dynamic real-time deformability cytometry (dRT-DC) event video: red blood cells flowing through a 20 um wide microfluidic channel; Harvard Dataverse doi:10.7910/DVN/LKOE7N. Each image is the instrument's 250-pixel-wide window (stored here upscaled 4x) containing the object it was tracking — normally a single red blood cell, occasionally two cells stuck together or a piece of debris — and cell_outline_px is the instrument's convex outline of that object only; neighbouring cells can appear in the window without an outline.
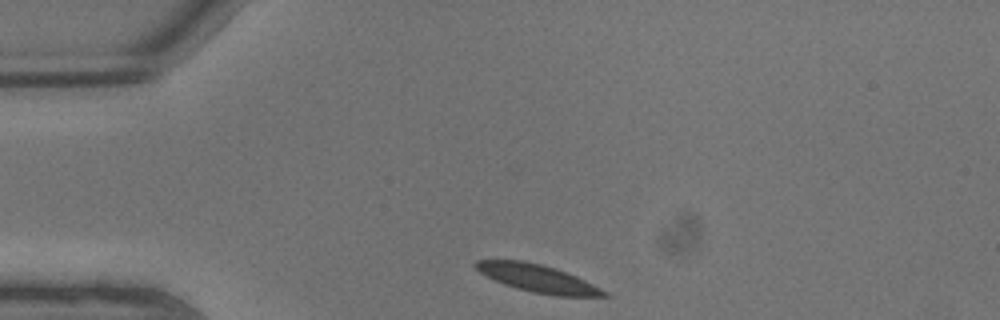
{"species": "common noctule bat (a hibernating species)", "species_latin": "Nyctalus noctula", "temperature_condition": "warm", "stored_images_in_passage": 5, "camera_frame_rate_fps": 3000, "um_per_image_px": 0.085, "animal": {"sex": "male", "body_mass_g": 13.3}, "frame": {"image": 1, "passage_image": 1, "time_ms": 0.0, "image_size_px": [1000, 320], "cell_outline_px": [[608, 296], [556, 296], [532, 292], [516, 288], [504, 284], [480, 272], [472, 264], [476, 260], [524, 260], [556, 268], [576, 276], [608, 292]], "centroid_in_image_um": [45.69, 23.65], "position_along_channel_um": 39.3, "area_um2": 20.46}}
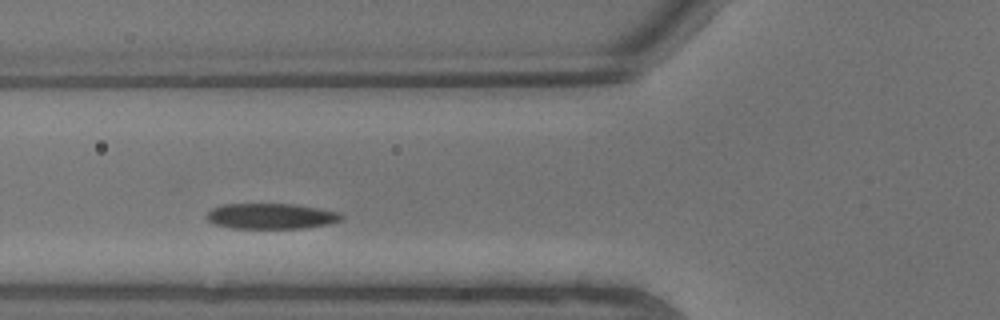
{"frame": {"image": 2, "passage_image": 4, "time_ms": 1.0, "image_size_px": [1000, 320], "cell_outline_px": [[344, 216], [340, 220], [328, 224], [304, 228], [232, 228], [216, 224], [208, 220], [204, 216], [212, 208], [224, 204], [296, 204], [340, 212]], "centroid_in_image_um": [23.05, 18.37], "position_along_channel_um": 102.8, "area_um2": 20.06}}
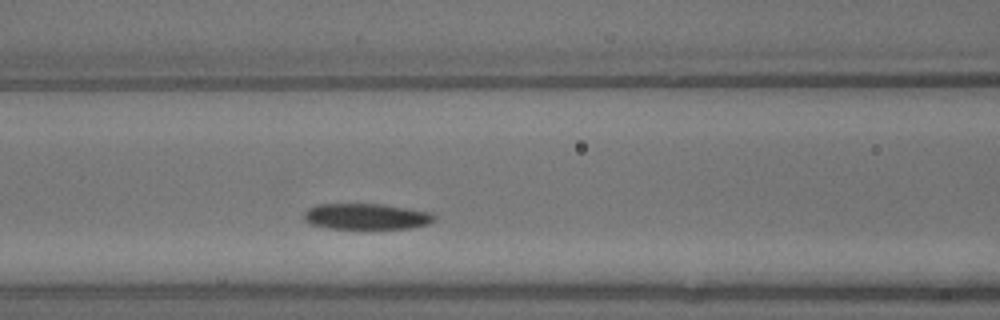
{"frame": {"image": 3, "passage_image": 5, "time_ms": 1.333, "image_size_px": [1000, 320], "cell_outline_px": [[436, 220], [428, 224], [412, 228], [328, 228], [308, 224], [304, 220], [304, 212], [308, 208], [316, 204], [384, 204], [432, 212], [436, 216]], "centroid_in_image_um": [31.15, 18.39], "position_along_channel_um": 135.5, "area_um2": 19.88}}